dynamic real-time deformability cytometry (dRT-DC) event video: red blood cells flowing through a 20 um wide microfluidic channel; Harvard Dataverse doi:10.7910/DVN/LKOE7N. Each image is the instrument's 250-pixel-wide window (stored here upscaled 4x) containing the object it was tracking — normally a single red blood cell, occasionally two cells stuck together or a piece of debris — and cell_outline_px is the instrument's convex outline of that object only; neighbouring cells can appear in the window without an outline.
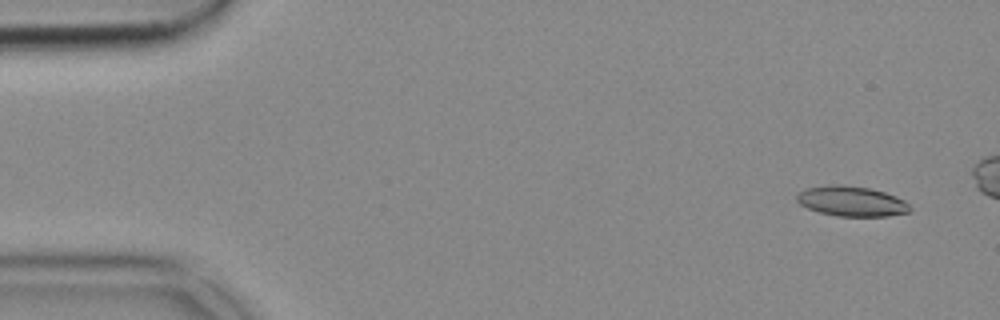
{"species": "common noctule bat (a hibernating species)", "species_latin": "Nyctalus noctula", "temperature_condition": "cold", "stored_images_in_passage": 54, "camera_frame_rate_fps": 3000, "um_per_image_px": 0.085, "animal": {"sex": "female", "body_mass_g": 18.4}, "frame": {"image": 1, "passage_image": 3, "time_ms": 0.667, "image_size_px": [1000, 320], "cell_outline_px": [[912, 212], [888, 216], [836, 216], [820, 212], [808, 208], [800, 204], [796, 200], [796, 196], [804, 188], [828, 184], [840, 184], [868, 188], [884, 192], [896, 196], [904, 200], [912, 208]], "centroid_in_image_um": [72.39, 17.1], "position_along_channel_um": 12.6, "area_um2": 20.0}}
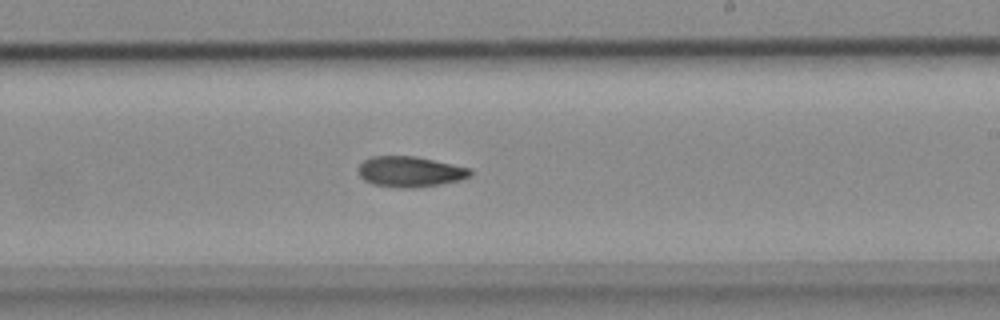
{"frame": {"image": 2, "passage_image": 31, "time_ms": 10.0, "image_size_px": [1000, 320], "cell_outline_px": [[472, 172], [468, 176], [460, 180], [440, 184], [416, 188], [400, 188], [372, 184], [364, 180], [360, 176], [360, 164], [364, 160], [372, 156], [416, 156], [468, 168]], "centroid_in_image_um": [34.82, 14.6], "position_along_channel_um": 254.2, "area_um2": 19.71}}
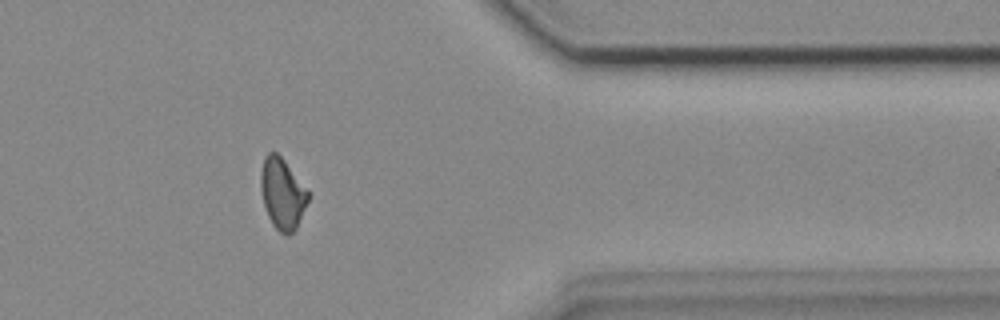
{"frame": {"image": 3, "passage_image": 43, "time_ms": 14.0, "image_size_px": [1000, 320], "cell_outline_px": [[308, 200], [296, 228], [288, 236], [280, 232], [272, 224], [268, 216], [264, 204], [260, 188], [260, 172], [264, 156], [268, 152], [276, 152], [284, 160], [308, 192]], "centroid_in_image_um": [23.96, 16.45], "position_along_channel_um": 387.4, "area_um2": 19.25}}